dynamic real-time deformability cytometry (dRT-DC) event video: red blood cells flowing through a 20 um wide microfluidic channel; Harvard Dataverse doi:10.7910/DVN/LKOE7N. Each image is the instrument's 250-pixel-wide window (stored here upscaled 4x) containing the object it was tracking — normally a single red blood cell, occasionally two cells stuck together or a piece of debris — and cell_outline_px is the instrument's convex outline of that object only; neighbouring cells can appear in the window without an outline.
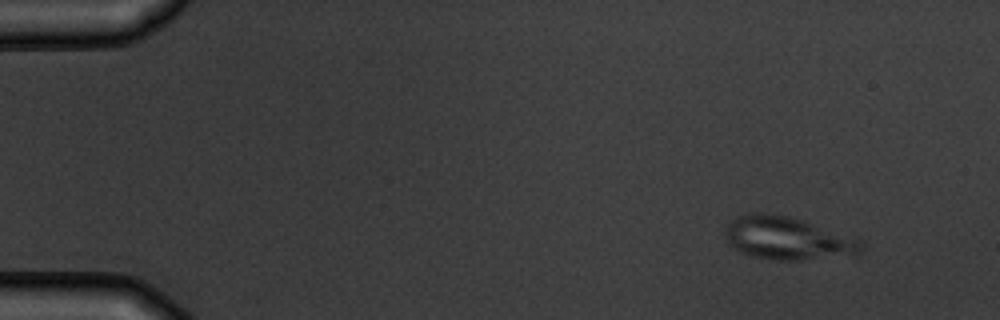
{"species": "common noctule bat (a hibernating species)", "species_latin": "Nyctalus noctula", "temperature_condition": "warm", "stored_images_in_passage": 4, "camera_frame_rate_fps": 3000, "um_per_image_px": 0.085, "animal": {"sex": "male", "body_mass_g": 19.5, "forearm_length_mm": 54.6}, "frame": {"image": 1, "passage_image": 1, "time_ms": 0.0, "image_size_px": [1000, 320], "cell_outline_px": [[864, 248], [860, 256], [800, 260], [780, 260], [752, 256], [740, 252], [728, 244], [724, 236], [724, 232], [728, 224], [736, 216], [748, 212], [768, 212], [788, 216], [804, 220], [860, 240], [864, 244]], "centroid_in_image_um": [66.96, 20.26], "position_along_channel_um": 18.0, "area_um2": 34.68}}